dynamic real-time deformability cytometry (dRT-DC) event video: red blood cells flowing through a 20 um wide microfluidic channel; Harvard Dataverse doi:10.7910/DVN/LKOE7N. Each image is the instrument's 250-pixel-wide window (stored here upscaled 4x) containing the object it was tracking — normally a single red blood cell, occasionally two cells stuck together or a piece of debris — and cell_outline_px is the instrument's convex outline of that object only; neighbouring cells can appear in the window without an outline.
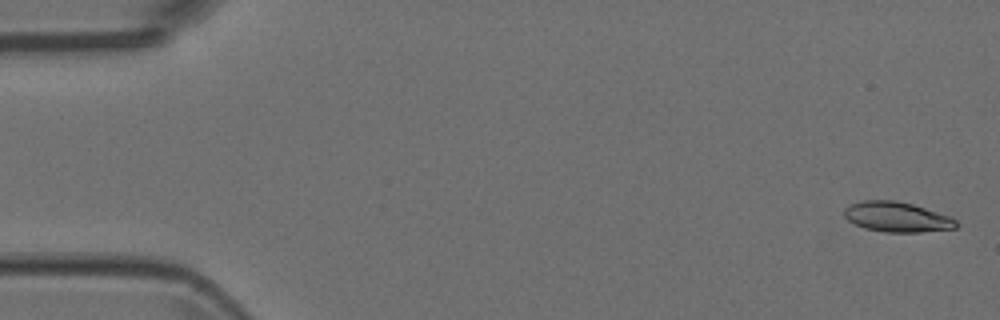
{"species": "Egyptian fruit bat (a non-hibernating species)", "species_latin": "Rousettus aegyptiacus", "temperature_condition": "room temperature", "stored_images_in_passage": 5, "camera_frame_rate_fps": 3000, "um_per_image_px": 0.085, "animal": {"sex": "female"}, "frame": {"image": 1, "passage_image": 1, "time_ms": 0.0, "image_size_px": [1000, 320], "cell_outline_px": [[960, 224], [956, 228], [920, 232], [884, 232], [864, 228], [848, 220], [844, 216], [844, 208], [848, 204], [860, 200], [896, 200], [912, 204], [952, 216]], "centroid_in_image_um": [76.24, 18.43], "position_along_channel_um": 8.8, "area_um2": 19.88}}
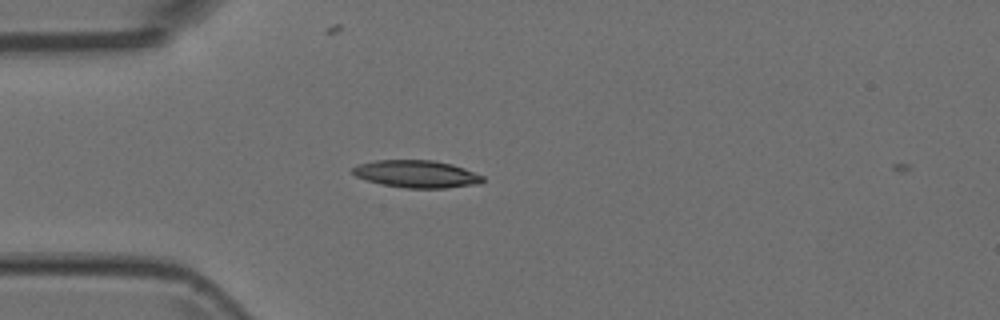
{"frame": {"image": 2, "passage_image": 4, "time_ms": 1.0, "image_size_px": [1000, 320], "cell_outline_px": [[484, 180], [480, 184], [448, 188], [404, 188], [384, 184], [368, 180], [356, 176], [352, 172], [352, 168], [360, 164], [376, 160], [432, 160], [452, 164], [464, 168], [484, 176]], "centroid_in_image_um": [35.46, 14.79], "position_along_channel_um": 49.5, "area_um2": 20.69}}